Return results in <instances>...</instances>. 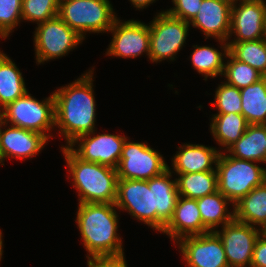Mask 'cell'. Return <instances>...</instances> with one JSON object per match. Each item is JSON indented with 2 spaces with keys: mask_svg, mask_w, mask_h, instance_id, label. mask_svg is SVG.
Wrapping results in <instances>:
<instances>
[{
  "mask_svg": "<svg viewBox=\"0 0 266 267\" xmlns=\"http://www.w3.org/2000/svg\"><path fill=\"white\" fill-rule=\"evenodd\" d=\"M5 119L11 126L31 130L53 137L50 132L55 128V100L53 93L44 100H37L29 92L4 108Z\"/></svg>",
  "mask_w": 266,
  "mask_h": 267,
  "instance_id": "cell-7",
  "label": "cell"
},
{
  "mask_svg": "<svg viewBox=\"0 0 266 267\" xmlns=\"http://www.w3.org/2000/svg\"><path fill=\"white\" fill-rule=\"evenodd\" d=\"M170 169L148 180L118 179L115 206L162 232L173 216L179 192Z\"/></svg>",
  "mask_w": 266,
  "mask_h": 267,
  "instance_id": "cell-1",
  "label": "cell"
},
{
  "mask_svg": "<svg viewBox=\"0 0 266 267\" xmlns=\"http://www.w3.org/2000/svg\"><path fill=\"white\" fill-rule=\"evenodd\" d=\"M27 92L22 72L15 62L0 50V107L5 108Z\"/></svg>",
  "mask_w": 266,
  "mask_h": 267,
  "instance_id": "cell-23",
  "label": "cell"
},
{
  "mask_svg": "<svg viewBox=\"0 0 266 267\" xmlns=\"http://www.w3.org/2000/svg\"><path fill=\"white\" fill-rule=\"evenodd\" d=\"M109 0H60L58 16L81 37L106 33L118 18Z\"/></svg>",
  "mask_w": 266,
  "mask_h": 267,
  "instance_id": "cell-6",
  "label": "cell"
},
{
  "mask_svg": "<svg viewBox=\"0 0 266 267\" xmlns=\"http://www.w3.org/2000/svg\"><path fill=\"white\" fill-rule=\"evenodd\" d=\"M72 185L78 191L79 203H115L117 169L79 158L69 147L61 145Z\"/></svg>",
  "mask_w": 266,
  "mask_h": 267,
  "instance_id": "cell-4",
  "label": "cell"
},
{
  "mask_svg": "<svg viewBox=\"0 0 266 267\" xmlns=\"http://www.w3.org/2000/svg\"><path fill=\"white\" fill-rule=\"evenodd\" d=\"M222 76L227 79L225 83L238 89L245 88L263 77L256 69L237 60L230 52L226 56Z\"/></svg>",
  "mask_w": 266,
  "mask_h": 267,
  "instance_id": "cell-29",
  "label": "cell"
},
{
  "mask_svg": "<svg viewBox=\"0 0 266 267\" xmlns=\"http://www.w3.org/2000/svg\"><path fill=\"white\" fill-rule=\"evenodd\" d=\"M233 209L235 220L264 231L266 229V181L242 197L234 204Z\"/></svg>",
  "mask_w": 266,
  "mask_h": 267,
  "instance_id": "cell-21",
  "label": "cell"
},
{
  "mask_svg": "<svg viewBox=\"0 0 266 267\" xmlns=\"http://www.w3.org/2000/svg\"><path fill=\"white\" fill-rule=\"evenodd\" d=\"M241 113L248 124H266V76L240 89Z\"/></svg>",
  "mask_w": 266,
  "mask_h": 267,
  "instance_id": "cell-26",
  "label": "cell"
},
{
  "mask_svg": "<svg viewBox=\"0 0 266 267\" xmlns=\"http://www.w3.org/2000/svg\"><path fill=\"white\" fill-rule=\"evenodd\" d=\"M229 52L261 75L266 76V38L256 41L228 43Z\"/></svg>",
  "mask_w": 266,
  "mask_h": 267,
  "instance_id": "cell-28",
  "label": "cell"
},
{
  "mask_svg": "<svg viewBox=\"0 0 266 267\" xmlns=\"http://www.w3.org/2000/svg\"><path fill=\"white\" fill-rule=\"evenodd\" d=\"M127 265L125 257L87 260L88 267H128Z\"/></svg>",
  "mask_w": 266,
  "mask_h": 267,
  "instance_id": "cell-35",
  "label": "cell"
},
{
  "mask_svg": "<svg viewBox=\"0 0 266 267\" xmlns=\"http://www.w3.org/2000/svg\"><path fill=\"white\" fill-rule=\"evenodd\" d=\"M210 232L201 219L197 199L179 196L172 218L161 233L176 243L186 236L201 235Z\"/></svg>",
  "mask_w": 266,
  "mask_h": 267,
  "instance_id": "cell-18",
  "label": "cell"
},
{
  "mask_svg": "<svg viewBox=\"0 0 266 267\" xmlns=\"http://www.w3.org/2000/svg\"><path fill=\"white\" fill-rule=\"evenodd\" d=\"M22 0H0V38L5 39L22 20Z\"/></svg>",
  "mask_w": 266,
  "mask_h": 267,
  "instance_id": "cell-32",
  "label": "cell"
},
{
  "mask_svg": "<svg viewBox=\"0 0 266 267\" xmlns=\"http://www.w3.org/2000/svg\"><path fill=\"white\" fill-rule=\"evenodd\" d=\"M93 71L94 68L89 69L72 83L53 92L55 127L59 128V135L64 136L67 147L78 137L97 130Z\"/></svg>",
  "mask_w": 266,
  "mask_h": 267,
  "instance_id": "cell-2",
  "label": "cell"
},
{
  "mask_svg": "<svg viewBox=\"0 0 266 267\" xmlns=\"http://www.w3.org/2000/svg\"><path fill=\"white\" fill-rule=\"evenodd\" d=\"M241 160L266 163V124H248L244 134L226 151Z\"/></svg>",
  "mask_w": 266,
  "mask_h": 267,
  "instance_id": "cell-20",
  "label": "cell"
},
{
  "mask_svg": "<svg viewBox=\"0 0 266 267\" xmlns=\"http://www.w3.org/2000/svg\"><path fill=\"white\" fill-rule=\"evenodd\" d=\"M214 96V103H211V106L218 109L216 114L241 113L240 89L221 82L216 88Z\"/></svg>",
  "mask_w": 266,
  "mask_h": 267,
  "instance_id": "cell-31",
  "label": "cell"
},
{
  "mask_svg": "<svg viewBox=\"0 0 266 267\" xmlns=\"http://www.w3.org/2000/svg\"><path fill=\"white\" fill-rule=\"evenodd\" d=\"M232 203L218 190L212 194L205 195L197 199L203 225L209 231H215L218 227H223L234 219V209L232 212L227 208ZM217 227V228H216Z\"/></svg>",
  "mask_w": 266,
  "mask_h": 267,
  "instance_id": "cell-24",
  "label": "cell"
},
{
  "mask_svg": "<svg viewBox=\"0 0 266 267\" xmlns=\"http://www.w3.org/2000/svg\"><path fill=\"white\" fill-rule=\"evenodd\" d=\"M95 131L78 137L68 147L84 161L117 169L127 137L110 133L96 135Z\"/></svg>",
  "mask_w": 266,
  "mask_h": 267,
  "instance_id": "cell-14",
  "label": "cell"
},
{
  "mask_svg": "<svg viewBox=\"0 0 266 267\" xmlns=\"http://www.w3.org/2000/svg\"><path fill=\"white\" fill-rule=\"evenodd\" d=\"M175 174L179 196L198 199L218 190L217 171Z\"/></svg>",
  "mask_w": 266,
  "mask_h": 267,
  "instance_id": "cell-27",
  "label": "cell"
},
{
  "mask_svg": "<svg viewBox=\"0 0 266 267\" xmlns=\"http://www.w3.org/2000/svg\"><path fill=\"white\" fill-rule=\"evenodd\" d=\"M232 2L228 0H203L197 15L190 22L205 35L204 39L229 40Z\"/></svg>",
  "mask_w": 266,
  "mask_h": 267,
  "instance_id": "cell-16",
  "label": "cell"
},
{
  "mask_svg": "<svg viewBox=\"0 0 266 267\" xmlns=\"http://www.w3.org/2000/svg\"><path fill=\"white\" fill-rule=\"evenodd\" d=\"M33 39L36 63L38 65L67 55L78 45H81L84 40L59 16L37 24Z\"/></svg>",
  "mask_w": 266,
  "mask_h": 267,
  "instance_id": "cell-9",
  "label": "cell"
},
{
  "mask_svg": "<svg viewBox=\"0 0 266 267\" xmlns=\"http://www.w3.org/2000/svg\"><path fill=\"white\" fill-rule=\"evenodd\" d=\"M115 203H78L76 224L87 259L124 257Z\"/></svg>",
  "mask_w": 266,
  "mask_h": 267,
  "instance_id": "cell-3",
  "label": "cell"
},
{
  "mask_svg": "<svg viewBox=\"0 0 266 267\" xmlns=\"http://www.w3.org/2000/svg\"><path fill=\"white\" fill-rule=\"evenodd\" d=\"M176 244L187 267H229L222 241L214 231L183 237Z\"/></svg>",
  "mask_w": 266,
  "mask_h": 267,
  "instance_id": "cell-15",
  "label": "cell"
},
{
  "mask_svg": "<svg viewBox=\"0 0 266 267\" xmlns=\"http://www.w3.org/2000/svg\"><path fill=\"white\" fill-rule=\"evenodd\" d=\"M108 32H111L113 36L106 56L135 59L145 53L149 58V23L145 24L133 19L123 22L117 18Z\"/></svg>",
  "mask_w": 266,
  "mask_h": 267,
  "instance_id": "cell-12",
  "label": "cell"
},
{
  "mask_svg": "<svg viewBox=\"0 0 266 267\" xmlns=\"http://www.w3.org/2000/svg\"><path fill=\"white\" fill-rule=\"evenodd\" d=\"M3 236H2V231L0 230V262H1V259H2V256H3V238H2Z\"/></svg>",
  "mask_w": 266,
  "mask_h": 267,
  "instance_id": "cell-38",
  "label": "cell"
},
{
  "mask_svg": "<svg viewBox=\"0 0 266 267\" xmlns=\"http://www.w3.org/2000/svg\"><path fill=\"white\" fill-rule=\"evenodd\" d=\"M190 23L169 15L166 11L157 12L149 23L150 53L152 63L162 60H175L188 37Z\"/></svg>",
  "mask_w": 266,
  "mask_h": 267,
  "instance_id": "cell-8",
  "label": "cell"
},
{
  "mask_svg": "<svg viewBox=\"0 0 266 267\" xmlns=\"http://www.w3.org/2000/svg\"><path fill=\"white\" fill-rule=\"evenodd\" d=\"M3 128L0 137V164L8 158L31 159L40 153L48 139L35 131L8 125Z\"/></svg>",
  "mask_w": 266,
  "mask_h": 267,
  "instance_id": "cell-17",
  "label": "cell"
},
{
  "mask_svg": "<svg viewBox=\"0 0 266 267\" xmlns=\"http://www.w3.org/2000/svg\"><path fill=\"white\" fill-rule=\"evenodd\" d=\"M255 163L258 162L237 159L225 151L220 152L216 164L218 191L232 203V207L266 181V168Z\"/></svg>",
  "mask_w": 266,
  "mask_h": 267,
  "instance_id": "cell-5",
  "label": "cell"
},
{
  "mask_svg": "<svg viewBox=\"0 0 266 267\" xmlns=\"http://www.w3.org/2000/svg\"><path fill=\"white\" fill-rule=\"evenodd\" d=\"M128 140L127 137L117 167L118 179L148 180L168 169L164 157L147 142Z\"/></svg>",
  "mask_w": 266,
  "mask_h": 267,
  "instance_id": "cell-10",
  "label": "cell"
},
{
  "mask_svg": "<svg viewBox=\"0 0 266 267\" xmlns=\"http://www.w3.org/2000/svg\"><path fill=\"white\" fill-rule=\"evenodd\" d=\"M232 35L235 37L230 40ZM264 38H266V0L233 2L228 43L256 41Z\"/></svg>",
  "mask_w": 266,
  "mask_h": 267,
  "instance_id": "cell-11",
  "label": "cell"
},
{
  "mask_svg": "<svg viewBox=\"0 0 266 267\" xmlns=\"http://www.w3.org/2000/svg\"><path fill=\"white\" fill-rule=\"evenodd\" d=\"M221 45L222 52L211 46H198L194 45L193 52L190 54L191 63L199 74L204 76V80L207 78H217L223 74L224 71V59L229 53V45L227 41L218 40Z\"/></svg>",
  "mask_w": 266,
  "mask_h": 267,
  "instance_id": "cell-22",
  "label": "cell"
},
{
  "mask_svg": "<svg viewBox=\"0 0 266 267\" xmlns=\"http://www.w3.org/2000/svg\"><path fill=\"white\" fill-rule=\"evenodd\" d=\"M210 120V132L223 151L234 144L248 126L242 113L213 114Z\"/></svg>",
  "mask_w": 266,
  "mask_h": 267,
  "instance_id": "cell-25",
  "label": "cell"
},
{
  "mask_svg": "<svg viewBox=\"0 0 266 267\" xmlns=\"http://www.w3.org/2000/svg\"><path fill=\"white\" fill-rule=\"evenodd\" d=\"M203 0H172L174 7L165 10L169 15L191 22L197 15Z\"/></svg>",
  "mask_w": 266,
  "mask_h": 267,
  "instance_id": "cell-33",
  "label": "cell"
},
{
  "mask_svg": "<svg viewBox=\"0 0 266 267\" xmlns=\"http://www.w3.org/2000/svg\"><path fill=\"white\" fill-rule=\"evenodd\" d=\"M5 126H7V122H6V119H5V112H4V108H1L0 107V137H1V134H2V131Z\"/></svg>",
  "mask_w": 266,
  "mask_h": 267,
  "instance_id": "cell-37",
  "label": "cell"
},
{
  "mask_svg": "<svg viewBox=\"0 0 266 267\" xmlns=\"http://www.w3.org/2000/svg\"><path fill=\"white\" fill-rule=\"evenodd\" d=\"M136 9H144L147 8L150 4L153 2H156V0H129Z\"/></svg>",
  "mask_w": 266,
  "mask_h": 267,
  "instance_id": "cell-36",
  "label": "cell"
},
{
  "mask_svg": "<svg viewBox=\"0 0 266 267\" xmlns=\"http://www.w3.org/2000/svg\"><path fill=\"white\" fill-rule=\"evenodd\" d=\"M60 0H22V20L36 24L58 16Z\"/></svg>",
  "mask_w": 266,
  "mask_h": 267,
  "instance_id": "cell-30",
  "label": "cell"
},
{
  "mask_svg": "<svg viewBox=\"0 0 266 267\" xmlns=\"http://www.w3.org/2000/svg\"><path fill=\"white\" fill-rule=\"evenodd\" d=\"M221 229L214 232L222 241L229 267H250L256 240L263 231L235 219Z\"/></svg>",
  "mask_w": 266,
  "mask_h": 267,
  "instance_id": "cell-13",
  "label": "cell"
},
{
  "mask_svg": "<svg viewBox=\"0 0 266 267\" xmlns=\"http://www.w3.org/2000/svg\"><path fill=\"white\" fill-rule=\"evenodd\" d=\"M250 267H266V234L264 232L256 240Z\"/></svg>",
  "mask_w": 266,
  "mask_h": 267,
  "instance_id": "cell-34",
  "label": "cell"
},
{
  "mask_svg": "<svg viewBox=\"0 0 266 267\" xmlns=\"http://www.w3.org/2000/svg\"><path fill=\"white\" fill-rule=\"evenodd\" d=\"M173 155L172 173H194L216 171V164L221 152L215 147L201 144L183 143ZM217 149V150H216ZM214 165V166H213Z\"/></svg>",
  "mask_w": 266,
  "mask_h": 267,
  "instance_id": "cell-19",
  "label": "cell"
}]
</instances>
